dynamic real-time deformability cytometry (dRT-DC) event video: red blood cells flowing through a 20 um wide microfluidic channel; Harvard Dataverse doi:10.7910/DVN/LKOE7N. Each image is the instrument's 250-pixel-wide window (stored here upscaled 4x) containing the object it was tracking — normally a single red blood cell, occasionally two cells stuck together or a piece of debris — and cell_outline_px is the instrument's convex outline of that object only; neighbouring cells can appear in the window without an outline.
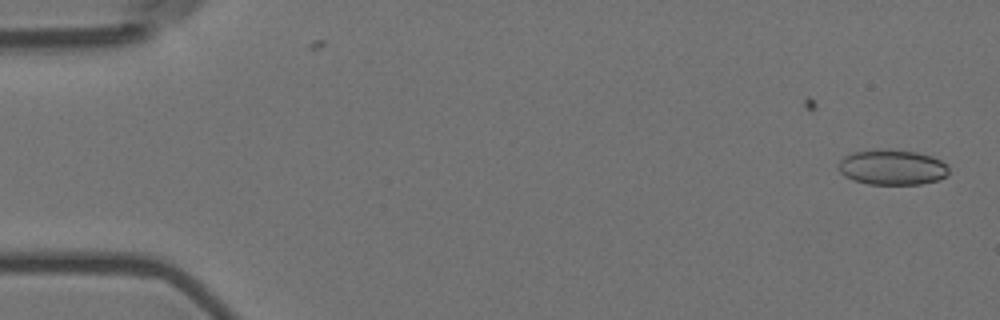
{"species": "Egyptian fruit bat (a non-hibernating species)", "species_latin": "Rousettus aegyptiacus", "temperature_condition": "room temperature", "stored_images_in_passage": 21, "camera_frame_rate_fps": 3000, "um_per_image_px": 0.085, "animal": {"sex": "female"}, "frame": {"image": 1, "passage_image": 1, "time_ms": 0.0, "image_size_px": [1000, 320], "cell_outline_px": [[948, 172], [944, 176], [936, 180], [920, 184], [868, 184], [844, 176], [840, 172], [836, 164], [844, 156], [852, 152], [872, 148], [888, 148], [916, 152], [932, 156], [948, 164]], "centroid_in_image_um": [75.79, 14.18], "position_along_channel_um": 9.2, "area_um2": 23.0}}
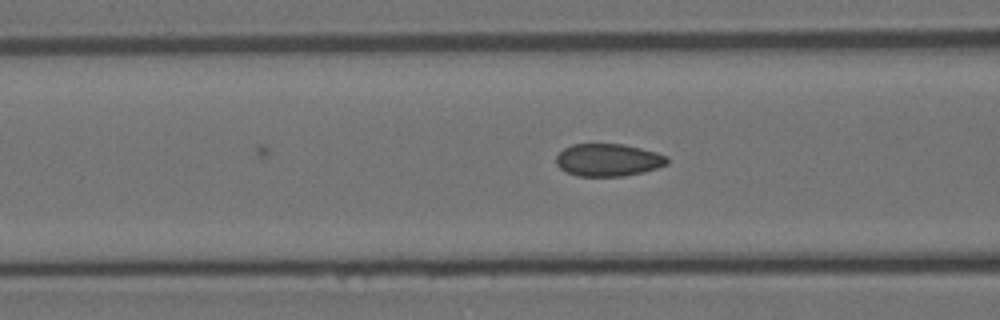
{"frame": {"image": 2, "passage_image": 21, "time_ms": 6.667, "image_size_px": [1000, 320], "cell_outline_px": [[668, 164], [644, 172], [624, 176], [576, 176], [560, 168], [556, 164], [556, 156], [564, 148], [572, 144], [624, 144], [656, 152], [668, 156]], "centroid_in_image_um": [51.7, 13.6], "position_along_channel_um": 114.9, "area_um2": 21.1}}